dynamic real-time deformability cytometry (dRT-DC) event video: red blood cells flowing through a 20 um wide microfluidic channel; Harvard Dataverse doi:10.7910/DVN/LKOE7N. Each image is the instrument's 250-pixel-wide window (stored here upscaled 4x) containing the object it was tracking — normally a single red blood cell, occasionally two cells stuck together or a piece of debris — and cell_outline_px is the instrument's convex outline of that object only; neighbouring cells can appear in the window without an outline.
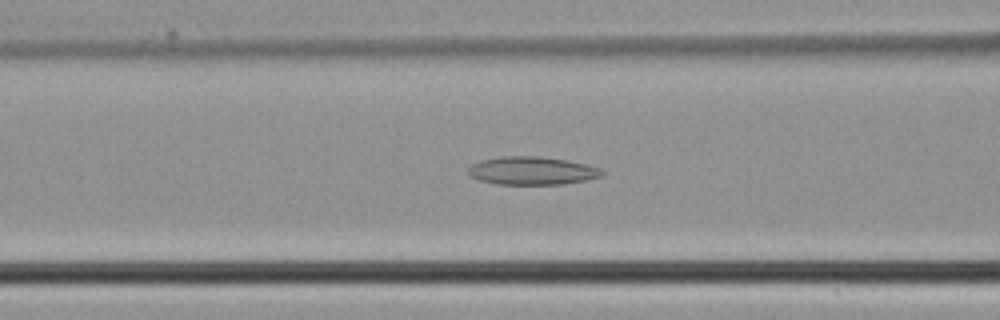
{"species": "common noctule bat (a hibernating species)", "species_latin": "Nyctalus noctula", "temperature_condition": "cold", "stored_images_in_passage": 42, "camera_frame_rate_fps": 3000, "um_per_image_px": 0.085, "animal": {"sex": "male", "body_mass_g": 21.5, "forearm_length_mm": 52.0}, "frame": {"image": 1, "passage_image": 19, "time_ms": 6.0, "image_size_px": [1000, 320], "cell_outline_px": [[604, 176], [588, 180], [564, 184], [496, 184], [480, 180], [468, 176], [468, 168], [472, 164], [480, 160], [500, 156], [540, 156], [568, 160], [588, 164], [600, 168], [604, 172]], "centroid_in_image_um": [45.24, 14.51], "position_along_channel_um": 121.4, "area_um2": 22.25}}
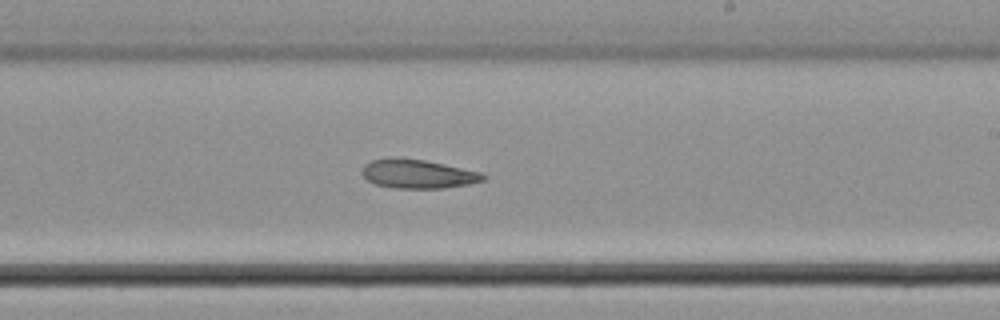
{"frame": {"image": 2, "passage_image": 28, "time_ms": 9.0, "image_size_px": [1000, 320], "cell_outline_px": [[488, 176], [484, 180], [468, 184], [444, 188], [392, 188], [376, 184], [368, 180], [360, 172], [364, 164], [372, 160], [424, 160], [480, 172]], "centroid_in_image_um": [35.54, 14.82], "position_along_channel_um": 253.5, "area_um2": 19.71}}
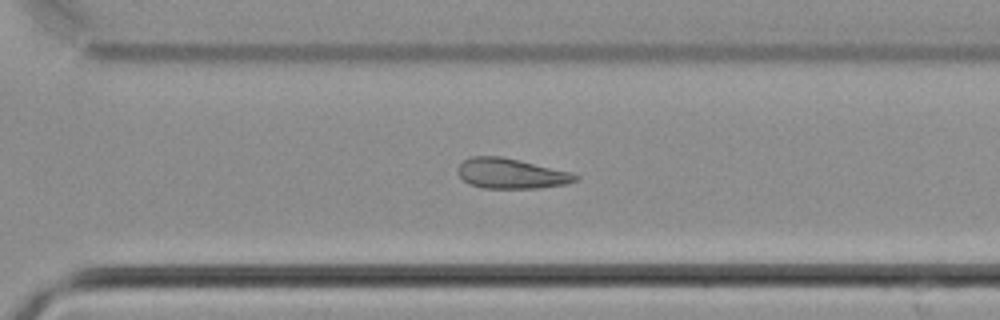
{"frame": {"image": 3, "passage_image": 33, "time_ms": 10.667, "image_size_px": [1000, 320], "cell_outline_px": [[580, 176], [576, 180], [568, 184], [540, 188], [484, 188], [468, 184], [460, 176], [460, 164], [464, 160], [472, 156], [500, 156], [520, 160], [572, 172]], "centroid_in_image_um": [43.5, 14.75], "position_along_channel_um": 327.1, "area_um2": 20.63}}